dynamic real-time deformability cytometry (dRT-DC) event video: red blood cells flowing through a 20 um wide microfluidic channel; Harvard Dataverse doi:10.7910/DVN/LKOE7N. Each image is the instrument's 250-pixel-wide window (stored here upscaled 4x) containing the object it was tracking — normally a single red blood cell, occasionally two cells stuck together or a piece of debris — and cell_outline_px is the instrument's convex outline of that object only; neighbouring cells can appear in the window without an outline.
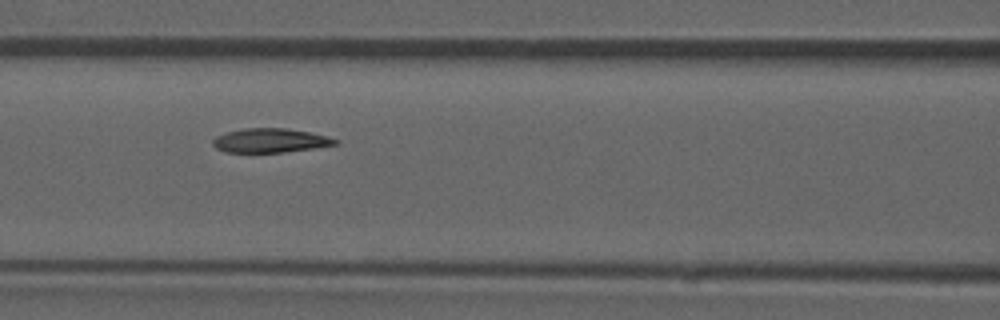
{"species": "common noctule bat (a hibernating species)", "species_latin": "Nyctalus noctula", "temperature_condition": "room temperature", "stored_images_in_passage": 53, "camera_frame_rate_fps": 3000, "um_per_image_px": 0.085, "animal": {"sex": "male", "forearm_length_mm": 52.5}, "frame": {"image": 1, "passage_image": 23, "time_ms": 7.333, "image_size_px": [1000, 320], "cell_outline_px": [[340, 144], [312, 148], [280, 152], [228, 152], [216, 148], [212, 144], [212, 140], [216, 136], [228, 132], [244, 128], [288, 128], [328, 136], [340, 140]], "centroid_in_image_um": [23.0, 11.93], "position_along_channel_um": 143.6, "area_um2": 17.11}}